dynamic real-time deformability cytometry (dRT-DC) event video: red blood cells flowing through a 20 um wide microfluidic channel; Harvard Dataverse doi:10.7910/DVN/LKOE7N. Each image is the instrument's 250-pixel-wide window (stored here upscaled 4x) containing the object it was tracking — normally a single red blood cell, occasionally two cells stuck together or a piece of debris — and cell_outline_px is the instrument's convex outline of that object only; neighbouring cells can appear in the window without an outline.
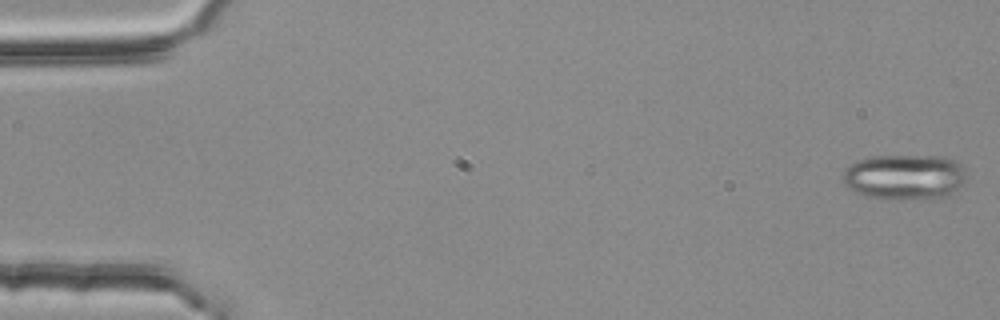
{"species": "common noctule bat (a hibernating species)", "species_latin": "Nyctalus noctula", "temperature_condition": "room temperature", "stored_images_in_passage": 54, "camera_frame_rate_fps": 3000, "um_per_image_px": 0.085, "animal": {"sex": "female", "body_mass_g": 25.1}, "frame": {"image": 1, "passage_image": 1, "time_ms": 0.0, "image_size_px": [1000, 320], "cell_outline_px": [[964, 180], [948, 196], [928, 200], [888, 200], [868, 196], [856, 192], [848, 188], [844, 184], [844, 172], [856, 160], [872, 156], [948, 156], [964, 164]], "centroid_in_image_um": [76.92, 15.05], "position_along_channel_um": 8.1, "area_um2": 33.12}}
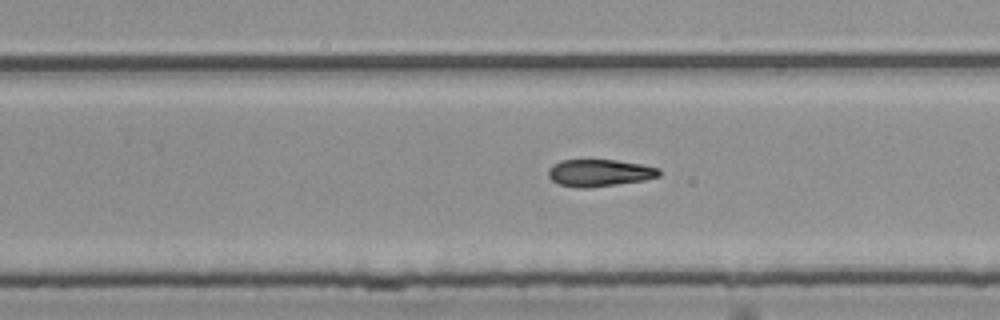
{"frame": {"image": 2, "passage_image": 34, "time_ms": 11.0, "image_size_px": [1000, 320], "cell_outline_px": [[660, 176], [644, 180], [616, 184], [584, 188], [576, 188], [560, 184], [552, 180], [548, 176], [548, 172], [552, 164], [560, 160], [616, 160], [640, 164], [660, 168]], "centroid_in_image_um": [50.94, 14.69], "position_along_channel_um": 278.9, "area_um2": 17.4}}
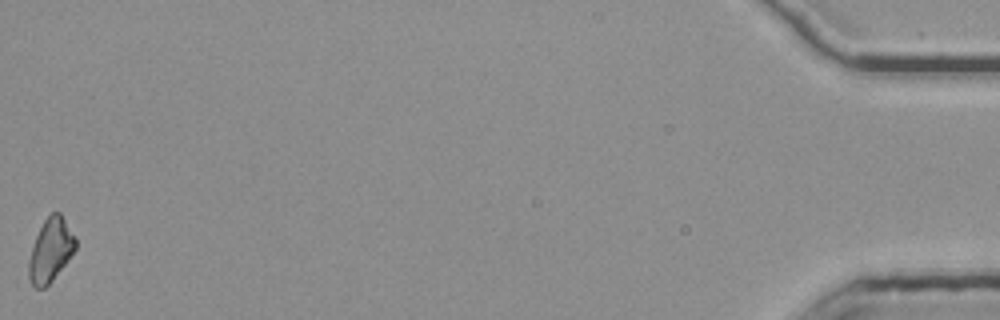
{"frame": {"image": 3, "passage_image": 54, "time_ms": 17.667, "image_size_px": [1000, 320], "cell_outline_px": [[76, 248], [52, 280], [44, 288], [36, 288], [32, 284], [28, 276], [28, 260], [36, 236], [44, 220], [52, 212], [60, 212], [76, 236]], "centroid_in_image_um": [4.3, 21.24], "position_along_channel_um": 430.9, "area_um2": 17.05}}